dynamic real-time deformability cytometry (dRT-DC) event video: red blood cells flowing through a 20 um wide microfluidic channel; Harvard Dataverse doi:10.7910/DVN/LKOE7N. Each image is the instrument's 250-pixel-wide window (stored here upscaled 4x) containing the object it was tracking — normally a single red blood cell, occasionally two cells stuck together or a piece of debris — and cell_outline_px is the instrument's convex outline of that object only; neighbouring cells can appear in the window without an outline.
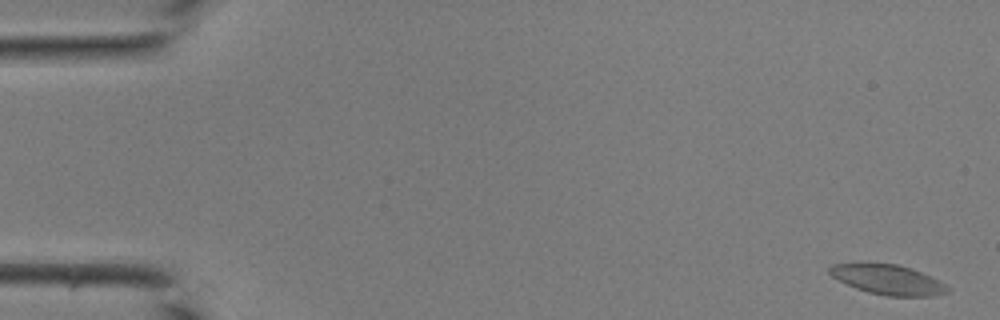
{"species": "common noctule bat (a hibernating species)", "species_latin": "Nyctalus noctula", "temperature_condition": "room temperature", "stored_images_in_passage": 44, "camera_frame_rate_fps": 3000, "um_per_image_px": 0.085, "animal": {"sex": "male", "body_mass_g": 19.0, "forearm_length_mm": 50.8}, "frame": {"image": 1, "passage_image": 2, "time_ms": 0.333, "image_size_px": [1000, 320], "cell_outline_px": [[952, 288], [948, 292], [932, 296], [888, 296], [868, 292], [856, 288], [832, 276], [828, 272], [828, 268], [832, 264], [896, 264], [920, 272]], "centroid_in_image_um": [75.48, 23.79], "position_along_channel_um": 9.5, "area_um2": 19.94}}
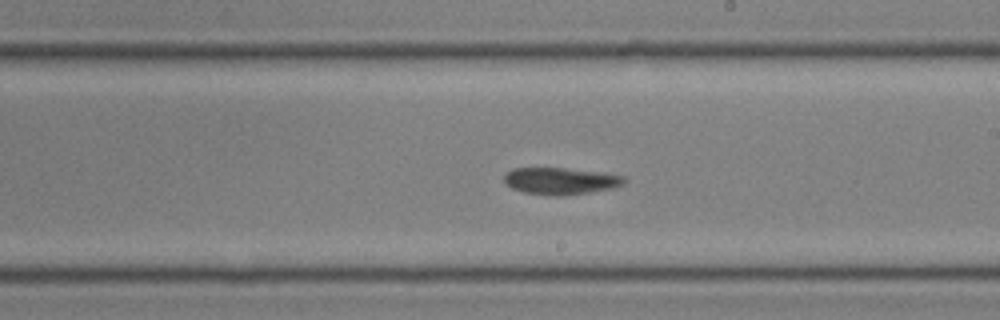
{"frame": {"image": 2, "passage_image": 26, "time_ms": 8.333, "image_size_px": [1000, 320], "cell_outline_px": [[624, 184], [612, 188], [588, 192], [560, 196], [556, 196], [524, 192], [512, 188], [504, 180], [504, 176], [512, 168], [564, 168], [596, 172], [624, 176]], "centroid_in_image_um": [47.62, 15.38], "position_along_channel_um": 241.4, "area_um2": 18.38}}
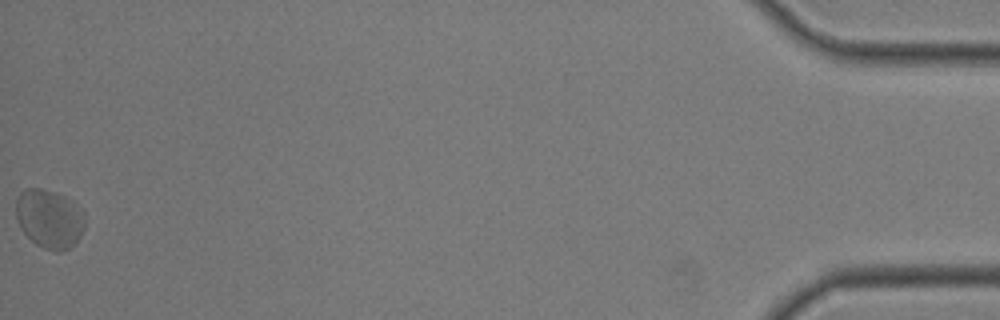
{"frame": {"image": 3, "passage_image": 44, "time_ms": 14.333, "image_size_px": [1000, 320], "cell_outline_px": [[84, 228], [80, 236], [68, 248], [60, 252], [44, 248], [36, 244], [24, 232], [16, 216], [16, 200], [20, 192], [28, 188], [40, 188], [56, 192], [64, 196], [80, 208], [84, 212]], "centroid_in_image_um": [4.2, 18.57], "position_along_channel_um": 431.0, "area_um2": 23.29}}